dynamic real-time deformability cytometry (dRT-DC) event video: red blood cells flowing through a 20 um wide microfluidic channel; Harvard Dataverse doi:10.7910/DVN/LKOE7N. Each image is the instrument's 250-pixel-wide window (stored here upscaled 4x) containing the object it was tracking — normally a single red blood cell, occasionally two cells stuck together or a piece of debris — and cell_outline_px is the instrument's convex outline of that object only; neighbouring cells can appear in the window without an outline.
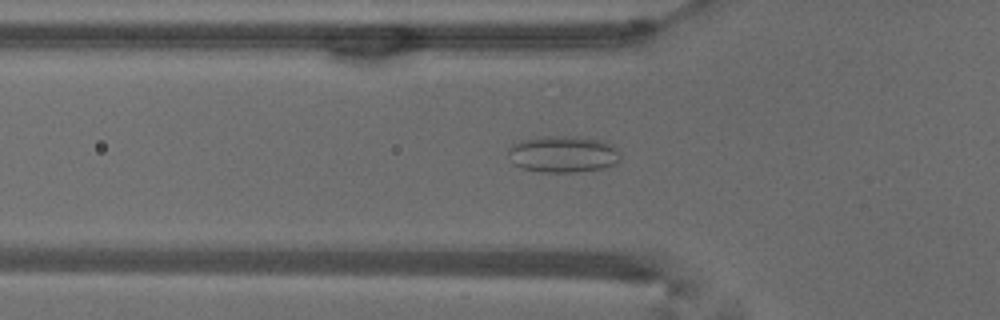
{"species": "common noctule bat (a hibernating species)", "species_latin": "Nyctalus noctula", "temperature_condition": "warm", "stored_images_in_passage": 53, "camera_frame_rate_fps": 3000, "um_per_image_px": 0.085, "animal": {"sex": "male", "body_mass_g": 18.8}, "frame": {"image": 1, "passage_image": 18, "time_ms": 5.667, "image_size_px": [1000, 320], "cell_outline_px": [[620, 160], [616, 164], [604, 168], [576, 172], [544, 172], [520, 168], [512, 164], [508, 160], [508, 148], [512, 144], [520, 140], [544, 136], [564, 136], [600, 140], [612, 144], [620, 156]], "centroid_in_image_um": [47.8, 13.11], "position_along_channel_um": 78.0, "area_um2": 24.1}}
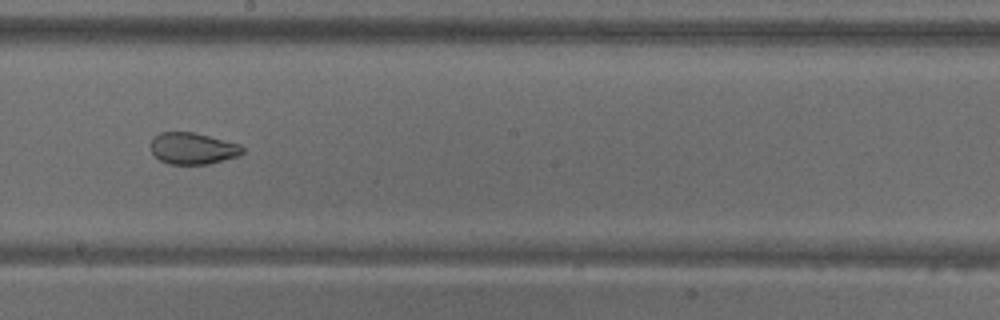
{"frame": {"image": 2, "passage_image": 30, "time_ms": 9.667, "image_size_px": [1000, 320], "cell_outline_px": [[244, 152], [236, 156], [208, 164], [168, 164], [160, 160], [152, 152], [152, 140], [160, 132], [192, 132], [240, 144], [244, 148]], "centroid_in_image_um": [16.39, 12.62], "position_along_channel_um": 231.8, "area_um2": 16.59}}
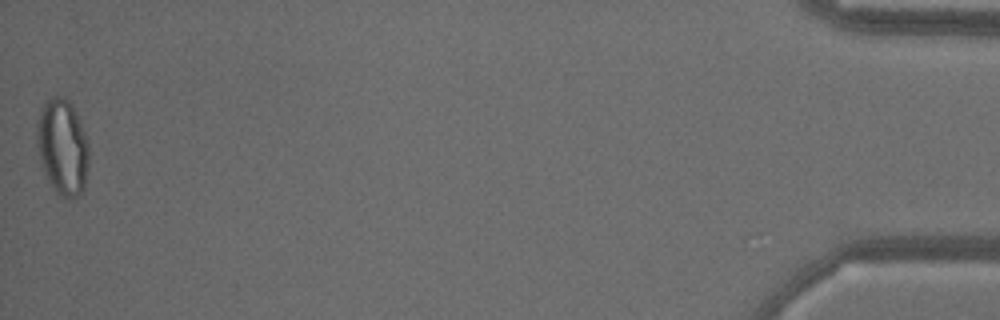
{"frame": {"image": 3, "passage_image": 53, "time_ms": 17.333, "image_size_px": [1000, 320], "cell_outline_px": [[88, 168], [84, 188], [76, 196], [68, 200], [60, 196], [52, 188], [44, 172], [40, 160], [36, 140], [36, 120], [40, 108], [44, 100], [52, 96], [68, 96], [76, 112], [88, 144]], "centroid_in_image_um": [5.28, 12.45], "position_along_channel_um": 429.9, "area_um2": 29.59}, "authors_computed_cell_mechanics": {"area_um2": 23.8714, "velocity_mm_per_s": 3.823, "shape_relaxation_time_tau1_ms": null, "shape_relaxation_time_tau2_ms": 1.2657, "deformation_change_tau1": null, "deformation_change_tau2": 0.0698}}